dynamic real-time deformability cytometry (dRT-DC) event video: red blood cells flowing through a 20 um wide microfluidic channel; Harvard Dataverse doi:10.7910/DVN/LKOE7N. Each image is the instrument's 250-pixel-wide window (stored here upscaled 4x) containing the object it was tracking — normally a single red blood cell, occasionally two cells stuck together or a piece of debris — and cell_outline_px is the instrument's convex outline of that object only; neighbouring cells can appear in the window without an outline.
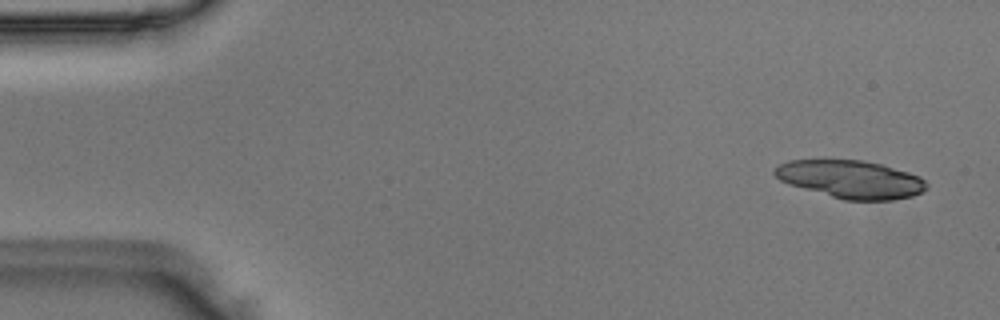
{"species": "Egyptian fruit bat (a non-hibernating species)", "species_latin": "Rousettus aegyptiacus", "temperature_condition": "room temperature", "stored_images_in_passage": 25, "camera_frame_rate_fps": 3000, "um_per_image_px": 0.085, "animal": {"sex": "male"}, "frame": {"image": 1, "passage_image": 3, "time_ms": 0.667, "image_size_px": [1000, 320], "cell_outline_px": [[928, 188], [912, 196], [892, 200], [844, 200], [788, 184], [780, 180], [772, 172], [772, 168], [788, 160], [824, 156], [864, 160], [880, 164], [908, 172], [920, 176], [928, 184]], "centroid_in_image_um": [72.23, 15.18], "position_along_channel_um": 12.8, "area_um2": 34.62}}